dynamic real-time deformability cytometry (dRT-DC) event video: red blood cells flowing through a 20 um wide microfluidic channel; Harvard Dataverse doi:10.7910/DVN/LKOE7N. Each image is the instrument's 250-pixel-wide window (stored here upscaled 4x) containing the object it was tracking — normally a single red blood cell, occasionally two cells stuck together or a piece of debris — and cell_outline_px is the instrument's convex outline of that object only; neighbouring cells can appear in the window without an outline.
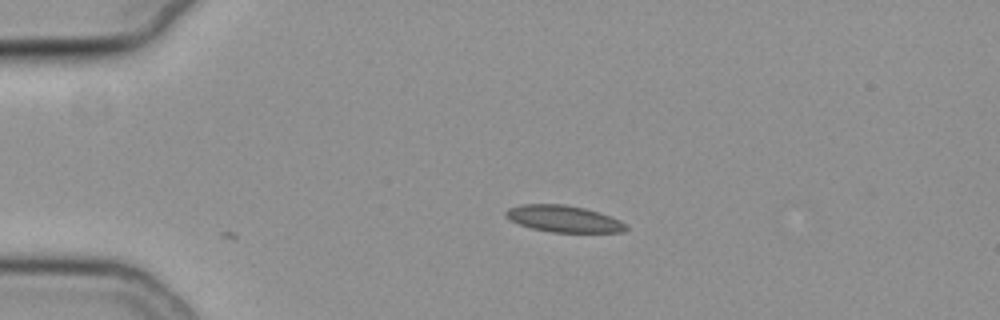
{"species": "common noctule bat (a hibernating species)", "species_latin": "Nyctalus noctula", "temperature_condition": "cold", "stored_images_in_passage": 26, "camera_frame_rate_fps": 3000, "um_per_image_px": 0.085, "animal": {"sex": "female", "body_mass_g": 19.3, "forearm_length_mm": 54.1}, "frame": {"image": 1, "passage_image": 1, "time_ms": 0.0, "image_size_px": [1000, 320], "cell_outline_px": [[628, 228], [624, 232], [552, 232], [532, 228], [520, 224], [504, 216], [504, 212], [508, 208], [524, 204], [564, 204], [584, 208], [612, 216], [628, 224]], "centroid_in_image_um": [47.95, 18.59], "position_along_channel_um": 37.1, "area_um2": 18.67}}
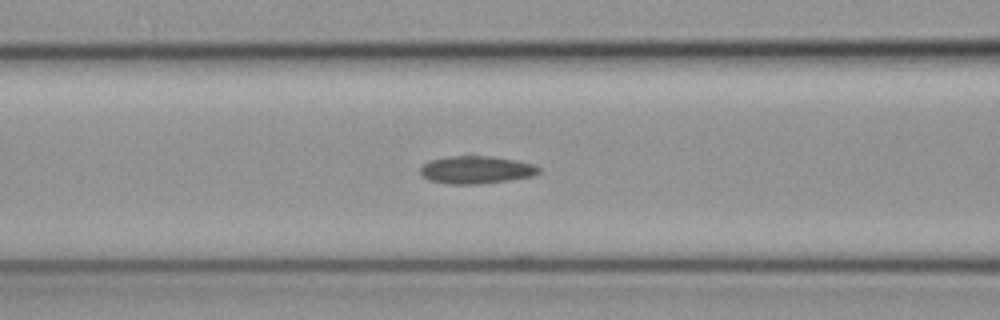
{"frame": {"image": 2, "passage_image": 12, "time_ms": 3.667, "image_size_px": [1000, 320], "cell_outline_px": [[540, 172], [532, 176], [508, 180], [480, 184], [452, 184], [428, 180], [420, 172], [420, 168], [424, 164], [432, 160], [448, 156], [492, 156], [516, 160], [532, 164], [540, 168]], "centroid_in_image_um": [40.49, 14.43], "position_along_channel_um": 126.1, "area_um2": 18.96}}
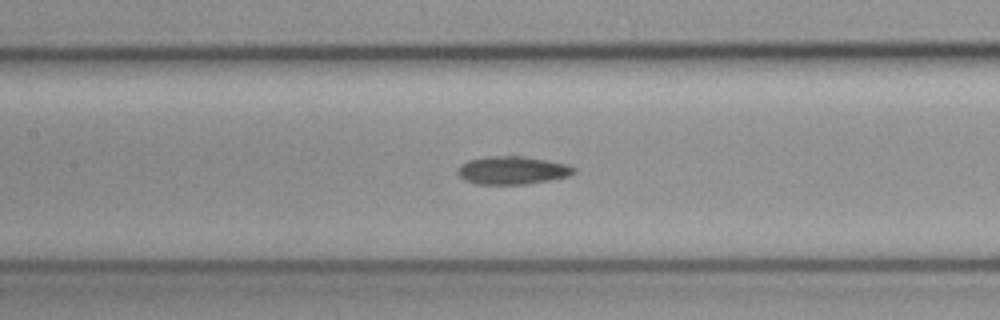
{"frame": {"image": 3, "passage_image": 15, "time_ms": 4.667, "image_size_px": [1000, 320], "cell_outline_px": [[576, 172], [568, 176], [528, 184], [476, 184], [464, 180], [456, 172], [460, 164], [468, 160], [488, 156], [524, 156], [548, 160], [568, 164], [576, 168]], "centroid_in_image_um": [43.55, 14.47], "position_along_channel_um": 163.9, "area_um2": 19.13}}